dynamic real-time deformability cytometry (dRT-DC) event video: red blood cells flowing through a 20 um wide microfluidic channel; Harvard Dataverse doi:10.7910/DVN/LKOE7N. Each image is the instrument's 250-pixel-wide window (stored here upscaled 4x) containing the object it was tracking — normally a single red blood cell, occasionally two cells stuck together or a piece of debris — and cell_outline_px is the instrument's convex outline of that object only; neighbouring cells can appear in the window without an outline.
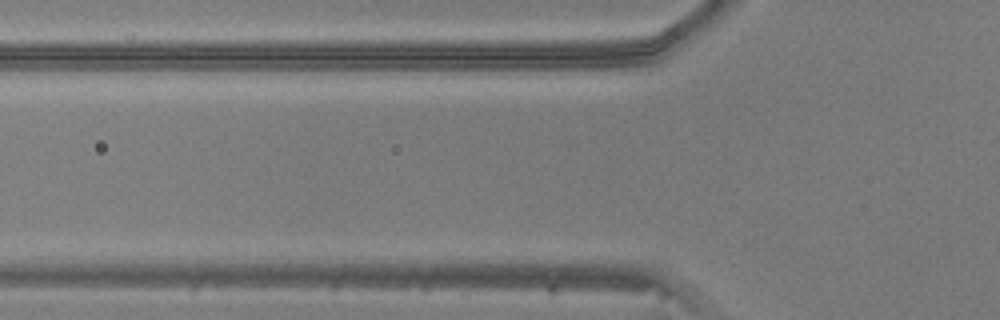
{"species": "common noctule bat (a hibernating species)", "species_latin": "Nyctalus noctula", "temperature_condition": "warm", "stored_images_in_passage": 3, "camera_frame_rate_fps": 3000, "um_per_image_px": 0.085, "animal": {"sex": "male", "body_mass_g": 20.5, "forearm_length_mm": 52.5}, "frame": {"image": 1, "passage_image": 2, "time_ms": 0.333, "image_size_px": [1000, 320], "cell_outline_px": [[644, 288], [428, 288], [412, 284], [420, 280], [440, 276], [580, 268]], "centroid_in_image_um": [44.84, 23.83], "position_along_channel_um": 81.0, "area_um2": 22.37}}